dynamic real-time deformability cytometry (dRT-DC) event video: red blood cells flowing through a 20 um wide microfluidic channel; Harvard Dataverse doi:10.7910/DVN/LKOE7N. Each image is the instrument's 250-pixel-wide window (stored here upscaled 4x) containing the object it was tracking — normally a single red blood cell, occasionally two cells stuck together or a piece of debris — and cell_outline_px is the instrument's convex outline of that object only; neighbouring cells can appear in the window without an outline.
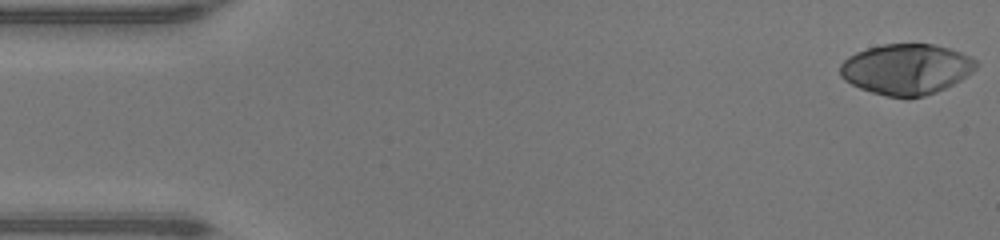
{"species": "human", "species_latin": "Homo sapiens", "temperature_condition": "warm", "stored_images_in_passage": 48, "camera_frame_rate_fps": 3000, "um_per_image_px": 0.085, "donor": {"sex": "male"}, "frame": {"image": 1, "passage_image": 1, "time_ms": 0.0, "image_size_px": [1000, 240], "cell_outline_px": [[980, 64], [972, 72], [960, 80], [936, 92], [924, 96], [908, 100], [888, 96], [872, 92], [860, 88], [844, 80], [840, 76], [840, 64], [848, 56], [856, 52], [868, 48], [884, 44], [932, 44], [948, 48], [960, 52], [976, 60]], "centroid_in_image_um": [77.03, 5.9], "position_along_channel_um": 8.0, "area_um2": 40.29}}
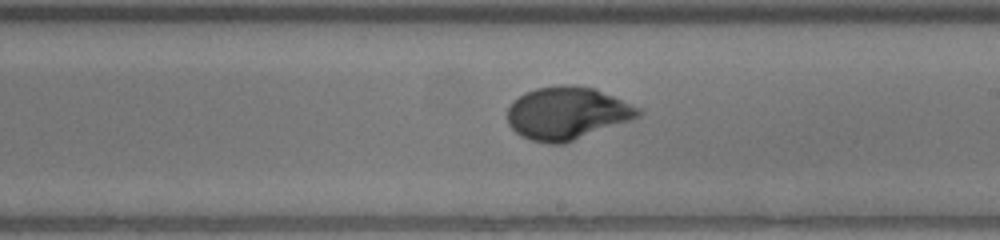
{"frame": {"image": 2, "passage_image": 27, "time_ms": 8.667, "image_size_px": [1000, 240], "cell_outline_px": [[644, 112], [640, 116], [632, 120], [564, 144], [548, 144], [532, 140], [520, 136], [508, 124], [508, 108], [512, 100], [524, 92], [536, 88], [564, 84], [572, 84], [596, 88], [640, 108]], "centroid_in_image_um": [48.21, 9.62], "position_along_channel_um": 240.8, "area_um2": 40.63}}
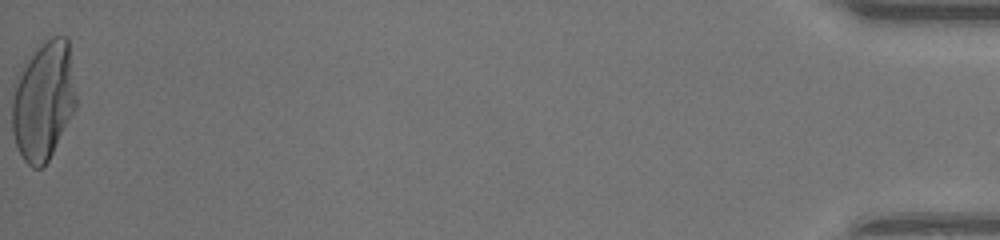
{"frame": {"image": 3, "passage_image": 48, "time_ms": 15.667, "image_size_px": [1000, 240], "cell_outline_px": [[76, 108], [48, 160], [40, 168], [32, 168], [24, 160], [16, 144], [12, 132], [12, 100], [16, 76], [24, 60], [44, 40], [52, 36], [64, 36], [68, 40], [76, 96]], "centroid_in_image_um": [3.67, 8.52], "position_along_channel_um": 431.5, "area_um2": 44.51}, "authors_computed_cell_mechanics": {"area_um2": 40.171, "velocity_mm_per_s": 4.3182, "shape_relaxation_time_tau1_ms": 4.288, "shape_relaxation_time_tau2_ms": null, "deformation_change_tau1": 0.2694, "deformation_change_tau2": null}}